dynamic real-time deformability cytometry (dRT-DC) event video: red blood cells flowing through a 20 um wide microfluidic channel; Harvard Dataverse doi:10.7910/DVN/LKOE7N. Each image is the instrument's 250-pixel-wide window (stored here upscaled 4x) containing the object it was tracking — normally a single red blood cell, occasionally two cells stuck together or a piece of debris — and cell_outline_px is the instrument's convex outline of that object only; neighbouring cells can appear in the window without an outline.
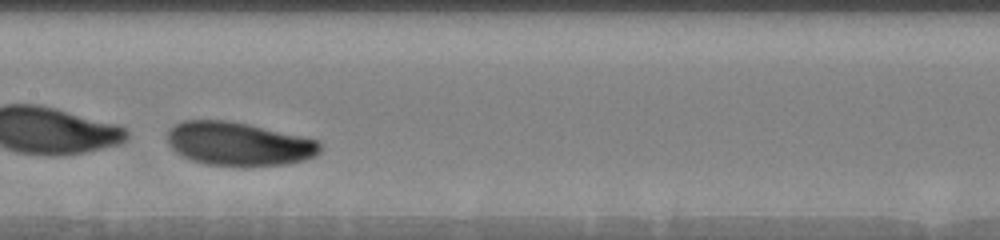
{"species": "human", "species_latin": "Homo sapiens", "temperature_condition": "warm", "stored_images_in_passage": 26, "camera_frame_rate_fps": 3000, "um_per_image_px": 0.085, "donor": {"sex": "male"}, "frame": {"image": 1, "passage_image": 25, "time_ms": 3.667, "image_size_px": [1000, 240], "cell_outline_px": [[320, 152], [316, 156], [304, 160], [288, 164], [240, 168], [204, 164], [192, 160], [176, 152], [168, 144], [168, 128], [184, 120], [232, 120], [320, 140]], "centroid_in_image_um": [20.31, 12.25], "position_along_channel_um": 187.1, "area_um2": 39.65}}